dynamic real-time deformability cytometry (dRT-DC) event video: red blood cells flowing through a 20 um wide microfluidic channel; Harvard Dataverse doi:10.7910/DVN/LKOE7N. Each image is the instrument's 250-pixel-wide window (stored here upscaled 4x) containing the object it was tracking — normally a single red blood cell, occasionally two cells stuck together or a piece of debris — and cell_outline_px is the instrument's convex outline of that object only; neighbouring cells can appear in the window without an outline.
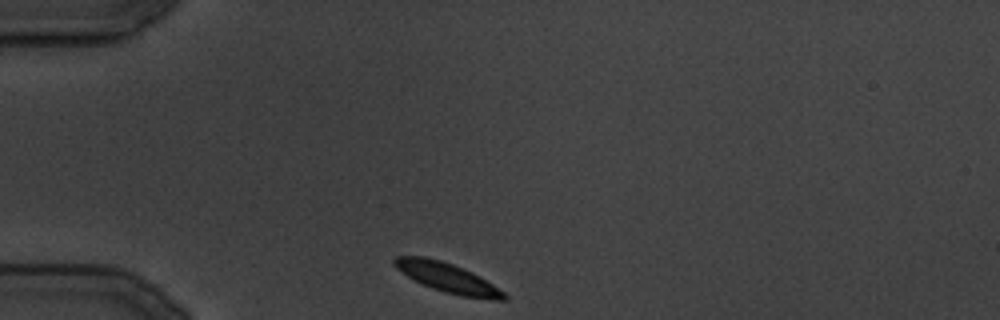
{"species": "common noctule bat (a hibernating species)", "species_latin": "Nyctalus noctula", "temperature_condition": "cold", "stored_images_in_passage": 11, "camera_frame_rate_fps": 3000, "um_per_image_px": 0.085, "animal": {"sex": "male", "body_mass_g": 19.5, "forearm_length_mm": 54.6}, "frame": {"image": 1, "passage_image": 1, "time_ms": 0.0, "image_size_px": [1000, 320], "cell_outline_px": [[508, 300], [492, 300], [460, 296], [444, 292], [432, 288], [408, 276], [396, 268], [392, 264], [392, 260], [396, 256], [424, 256], [440, 260], [452, 264], [472, 272], [480, 276], [504, 292], [508, 296]], "centroid_in_image_um": [38.06, 23.61], "position_along_channel_um": 46.9, "area_um2": 18.79}}